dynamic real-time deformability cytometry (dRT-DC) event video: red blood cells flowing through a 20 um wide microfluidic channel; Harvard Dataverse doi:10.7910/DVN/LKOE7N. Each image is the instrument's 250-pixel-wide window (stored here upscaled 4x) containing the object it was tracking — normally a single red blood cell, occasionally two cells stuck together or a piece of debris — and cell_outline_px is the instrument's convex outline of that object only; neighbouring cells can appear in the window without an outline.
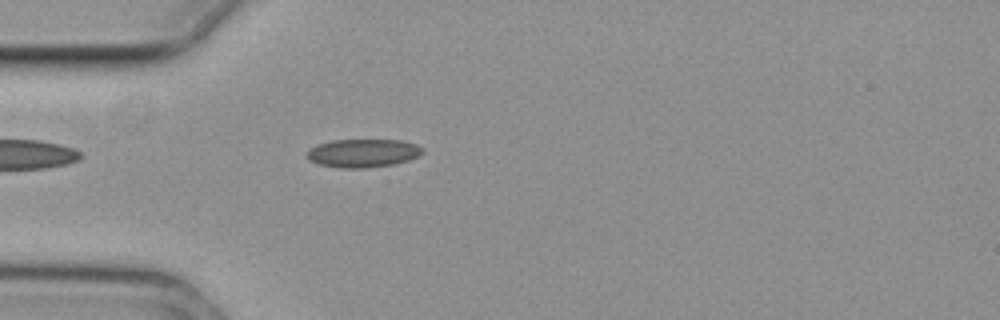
{"species": "common noctule bat (a hibernating species)", "species_latin": "Nyctalus noctula", "temperature_condition": "cold", "stored_images_in_passage": 35, "camera_frame_rate_fps": 3000, "um_per_image_px": 0.085, "animal": {"sex": "female", "body_mass_g": 29.2, "forearm_length_mm": 56.3}, "frame": {"image": 1, "passage_image": 1, "time_ms": 0.0, "image_size_px": [1000, 320], "cell_outline_px": [[424, 152], [408, 160], [392, 164], [364, 168], [340, 168], [320, 164], [308, 160], [308, 148], [316, 144], [332, 140], [400, 140], [416, 144], [424, 148]], "centroid_in_image_um": [30.83, 13.0], "position_along_channel_um": 54.2, "area_um2": 19.02}}
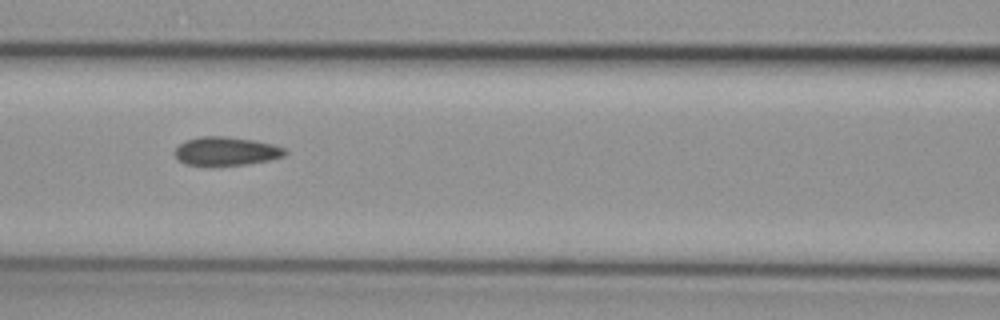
{"frame": {"image": 2, "passage_image": 9, "time_ms": 2.667, "image_size_px": [1000, 320], "cell_outline_px": [[288, 152], [284, 156], [268, 160], [248, 164], [208, 168], [184, 164], [176, 160], [172, 152], [184, 140], [200, 136], [228, 136], [252, 140], [272, 144], [284, 148]], "centroid_in_image_um": [19.12, 12.89], "position_along_channel_um": 147.5, "area_um2": 19.19}}
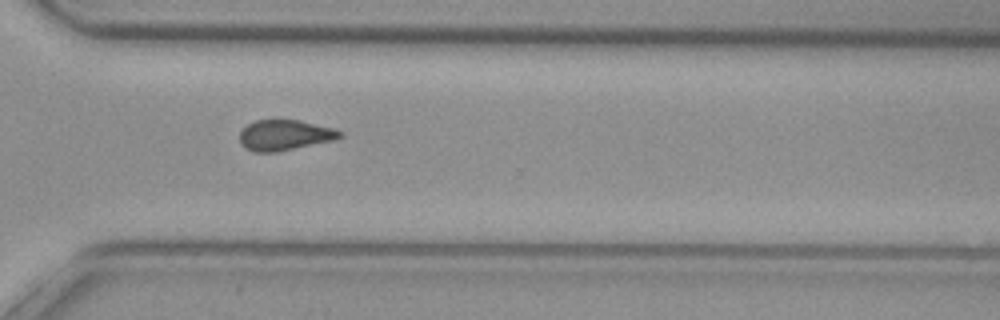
{"frame": {"image": 3, "passage_image": 25, "time_ms": 8.0, "image_size_px": [1000, 320], "cell_outline_px": [[344, 136], [336, 140], [276, 152], [252, 152], [244, 148], [240, 144], [240, 132], [248, 124], [256, 120], [300, 120], [336, 128], [344, 132]], "centroid_in_image_um": [24.25, 11.49], "position_along_channel_um": 346.3, "area_um2": 18.15}, "authors_computed_cell_mechanics": {"area_um2": 18.207, "velocity_mm_per_s": 3.7346, "shape_relaxation_time_tau1_ms": null, "shape_relaxation_time_tau2_ms": 3.6795, "deformation_change_tau1": null, "deformation_change_tau2": 0.0962}}